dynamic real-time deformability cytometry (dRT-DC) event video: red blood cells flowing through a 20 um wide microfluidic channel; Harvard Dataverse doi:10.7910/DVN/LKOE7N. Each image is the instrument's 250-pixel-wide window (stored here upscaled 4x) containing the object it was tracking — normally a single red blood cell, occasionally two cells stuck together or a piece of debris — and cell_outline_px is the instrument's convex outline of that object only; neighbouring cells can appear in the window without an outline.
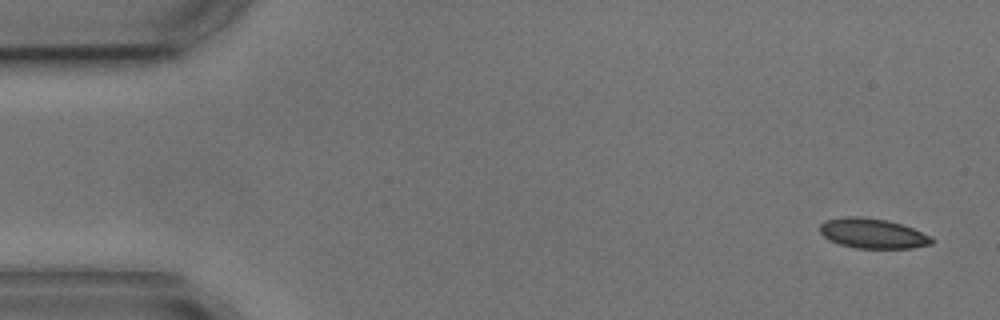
{"species": "common noctule bat (a hibernating species)", "species_latin": "Nyctalus noctula", "temperature_condition": "cold", "stored_images_in_passage": 3, "camera_frame_rate_fps": 3000, "um_per_image_px": 0.085, "animal": {"sex": "male", "body_mass_g": 17.9, "forearm_length_mm": 54.2}, "frame": {"image": 1, "passage_image": 1, "time_ms": 0.0, "image_size_px": [1000, 320], "cell_outline_px": [[936, 240], [932, 244], [912, 248], [856, 248], [840, 244], [828, 240], [820, 232], [820, 224], [828, 220], [844, 216], [860, 216], [888, 220], [912, 228], [932, 236]], "centroid_in_image_um": [74.2, 19.84], "position_along_channel_um": 10.8, "area_um2": 19.59}}
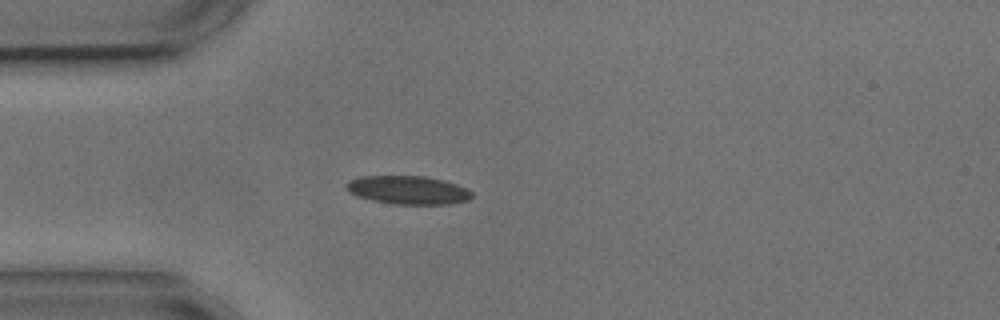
{"frame": {"image": 2, "passage_image": 3, "time_ms": 4.0, "image_size_px": [1000, 320], "cell_outline_px": [[472, 196], [468, 200], [448, 204], [392, 204], [372, 200], [356, 196], [348, 192], [344, 188], [344, 184], [348, 180], [360, 176], [424, 176], [444, 180], [468, 188], [472, 192]], "centroid_in_image_um": [34.63, 16.15], "position_along_channel_um": 50.4, "area_um2": 21.04}}